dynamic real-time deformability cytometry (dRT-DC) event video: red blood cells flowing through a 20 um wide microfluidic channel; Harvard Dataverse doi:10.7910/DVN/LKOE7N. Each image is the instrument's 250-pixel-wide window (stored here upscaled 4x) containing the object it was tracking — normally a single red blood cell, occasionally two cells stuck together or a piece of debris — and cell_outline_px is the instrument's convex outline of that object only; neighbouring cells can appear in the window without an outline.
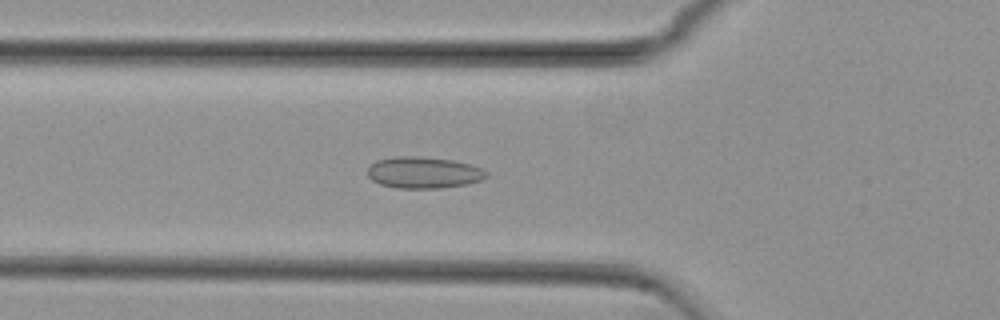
{"species": "common noctule bat (a hibernating species)", "species_latin": "Nyctalus noctula", "temperature_condition": "cold", "stored_images_in_passage": 40, "camera_frame_rate_fps": 3000, "um_per_image_px": 0.085, "animal": {"sex": "female", "body_mass_g": 29.2, "forearm_length_mm": 56.3}, "frame": {"image": 1, "passage_image": 4, "time_ms": 1.0, "image_size_px": [1000, 320], "cell_outline_px": [[488, 176], [484, 180], [468, 184], [440, 188], [396, 188], [380, 184], [372, 180], [368, 176], [368, 168], [376, 160], [392, 156], [420, 156], [452, 160], [468, 164], [480, 168], [488, 172]], "centroid_in_image_um": [36.01, 14.67], "position_along_channel_um": 89.8, "area_um2": 21.96}}
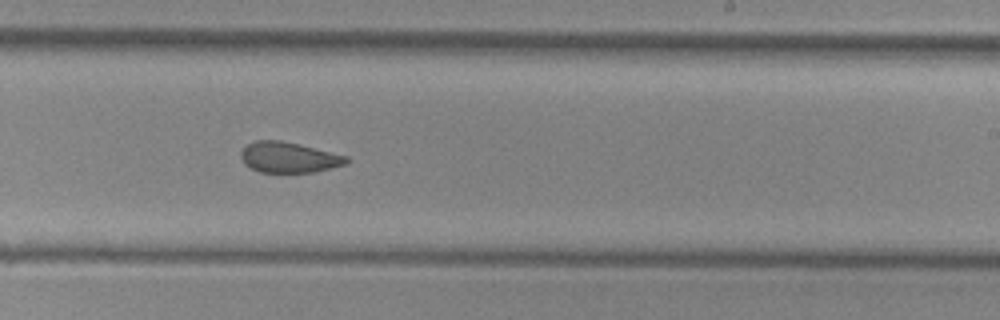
{"frame": {"image": 2, "passage_image": 18, "time_ms": 5.667, "image_size_px": [1000, 320], "cell_outline_px": [[348, 164], [316, 172], [260, 172], [244, 164], [240, 156], [240, 152], [248, 144], [256, 140], [280, 140], [348, 156]], "centroid_in_image_um": [24.55, 13.38], "position_along_channel_um": 264.4, "area_um2": 18.73}}
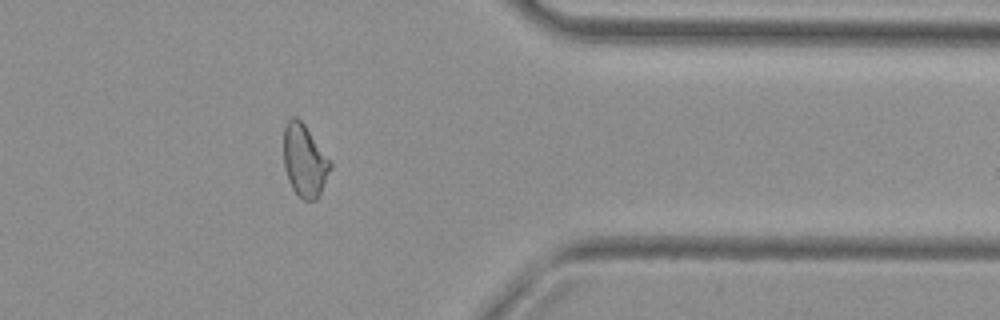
{"frame": {"image": 3, "passage_image": 29, "time_ms": 9.333, "image_size_px": [1000, 320], "cell_outline_px": [[332, 168], [320, 196], [316, 200], [304, 200], [292, 188], [288, 180], [284, 168], [284, 128], [288, 120], [292, 116], [296, 116], [304, 124], [332, 160]], "centroid_in_image_um": [25.92, 13.66], "position_along_channel_um": 385.5, "area_um2": 20.0}, "authors_computed_cell_mechanics": {"area_um2": 19.9988, "velocity_mm_per_s": 3.7381, "shape_relaxation_time_tau1_ms": null, "shape_relaxation_time_tau2_ms": 2.0803, "deformation_change_tau1": null, "deformation_change_tau2": 0.0832}}